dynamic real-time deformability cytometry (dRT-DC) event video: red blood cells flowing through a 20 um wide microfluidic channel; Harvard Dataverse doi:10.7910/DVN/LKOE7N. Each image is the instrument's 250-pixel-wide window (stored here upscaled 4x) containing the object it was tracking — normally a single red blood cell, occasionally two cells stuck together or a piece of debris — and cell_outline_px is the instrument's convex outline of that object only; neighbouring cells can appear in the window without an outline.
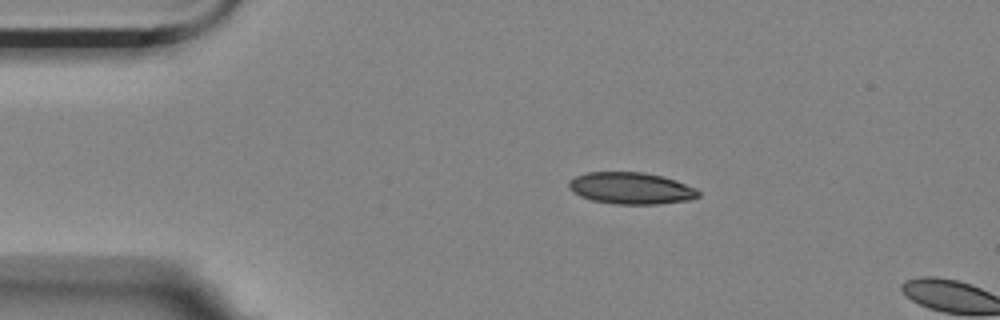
{"species": "Egyptian fruit bat (a non-hibernating species)", "species_latin": "Rousettus aegyptiacus", "temperature_condition": "room temperature", "stored_images_in_passage": 3, "camera_frame_rate_fps": 3000, "um_per_image_px": 0.085, "animal": {"sex": "female"}, "frame": {"image": 1, "passage_image": 2, "time_ms": 0.333, "image_size_px": [1000, 320], "cell_outline_px": [[700, 196], [692, 200], [660, 204], [616, 204], [592, 200], [580, 196], [572, 192], [568, 188], [568, 180], [584, 172], [644, 172], [664, 176], [676, 180], [696, 188], [700, 192]], "centroid_in_image_um": [53.65, 16.0], "position_along_channel_um": 31.4, "area_um2": 24.33}}